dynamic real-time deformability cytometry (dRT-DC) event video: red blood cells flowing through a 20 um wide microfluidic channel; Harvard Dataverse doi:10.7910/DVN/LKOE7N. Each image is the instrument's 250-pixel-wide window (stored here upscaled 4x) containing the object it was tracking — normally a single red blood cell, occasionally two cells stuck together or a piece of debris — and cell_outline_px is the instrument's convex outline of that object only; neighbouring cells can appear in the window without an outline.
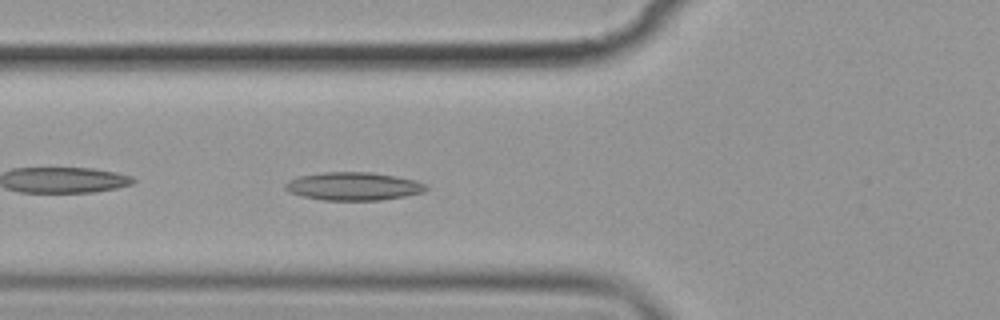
{"species": "common noctule bat (a hibernating species)", "species_latin": "Nyctalus noctula", "temperature_condition": "cold", "stored_images_in_passage": 5, "camera_frame_rate_fps": 3000, "um_per_image_px": 0.085, "animal": {"sex": "female", "body_mass_g": 19.9}, "frame": {"image": 1, "passage_image": 5, "time_ms": 5.333, "image_size_px": [1000, 320], "cell_outline_px": [[428, 188], [424, 192], [404, 196], [380, 200], [324, 200], [300, 196], [288, 192], [284, 188], [284, 184], [288, 180], [300, 176], [324, 172], [368, 172], [416, 180], [424, 184]], "centroid_in_image_um": [29.99, 15.84], "position_along_channel_um": 95.8, "area_um2": 22.95}}